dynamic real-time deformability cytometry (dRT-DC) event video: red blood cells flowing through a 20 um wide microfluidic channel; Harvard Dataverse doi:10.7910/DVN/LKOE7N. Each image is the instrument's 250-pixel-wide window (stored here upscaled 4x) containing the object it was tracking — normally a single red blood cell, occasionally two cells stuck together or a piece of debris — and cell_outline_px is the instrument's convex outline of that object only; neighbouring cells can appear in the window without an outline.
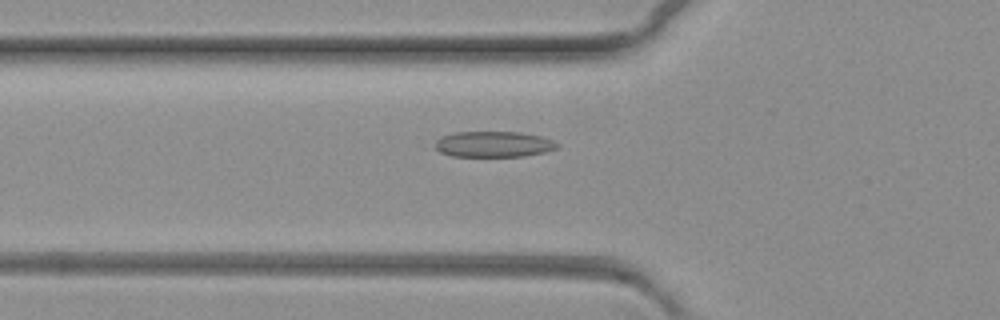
{"species": "common noctule bat (a hibernating species)", "species_latin": "Nyctalus noctula", "temperature_condition": "warm", "stored_images_in_passage": 62, "camera_frame_rate_fps": 3000, "um_per_image_px": 0.085, "animal": {"sex": "female", "body_mass_g": 19.3, "forearm_length_mm": 54.1}, "frame": {"image": 1, "passage_image": 23, "time_ms": 7.333, "image_size_px": [1000, 320], "cell_outline_px": [[560, 148], [544, 152], [524, 156], [452, 156], [440, 152], [436, 148], [436, 140], [440, 136], [456, 132], [520, 132], [540, 136], [552, 140], [560, 144]], "centroid_in_image_um": [41.98, 12.25], "position_along_channel_um": 83.8, "area_um2": 18.38}}
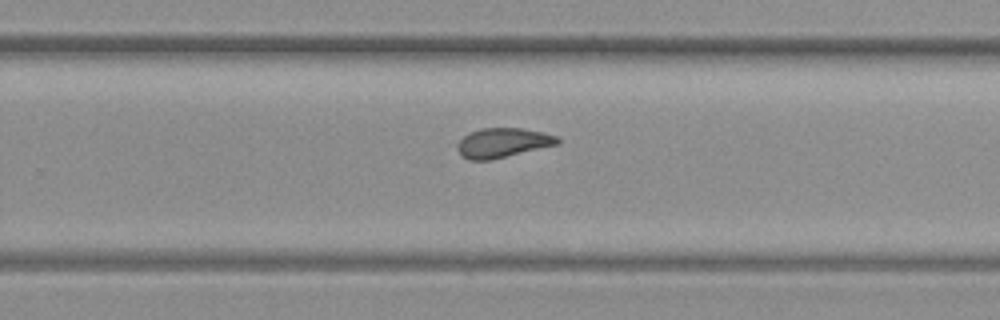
{"frame": {"image": 2, "passage_image": 41, "time_ms": 13.333, "image_size_px": [1000, 320], "cell_outline_px": [[560, 144], [492, 160], [468, 160], [460, 156], [456, 148], [456, 144], [468, 132], [480, 128], [520, 128], [544, 132], [560, 136]], "centroid_in_image_um": [42.74, 12.14], "position_along_channel_um": 287.1, "area_um2": 17.69}}
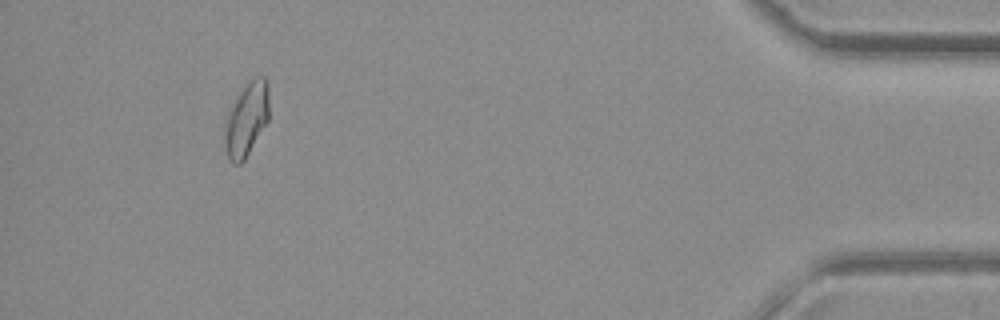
{"frame": {"image": 3, "passage_image": 58, "time_ms": 19.0, "image_size_px": [1000, 320], "cell_outline_px": [[268, 120], [244, 160], [240, 164], [232, 164], [228, 156], [224, 144], [224, 116], [228, 108], [236, 96], [248, 80], [256, 76], [264, 76], [268, 80]], "centroid_in_image_um": [20.91, 10.09], "position_along_channel_um": 414.3, "area_um2": 19.48}}